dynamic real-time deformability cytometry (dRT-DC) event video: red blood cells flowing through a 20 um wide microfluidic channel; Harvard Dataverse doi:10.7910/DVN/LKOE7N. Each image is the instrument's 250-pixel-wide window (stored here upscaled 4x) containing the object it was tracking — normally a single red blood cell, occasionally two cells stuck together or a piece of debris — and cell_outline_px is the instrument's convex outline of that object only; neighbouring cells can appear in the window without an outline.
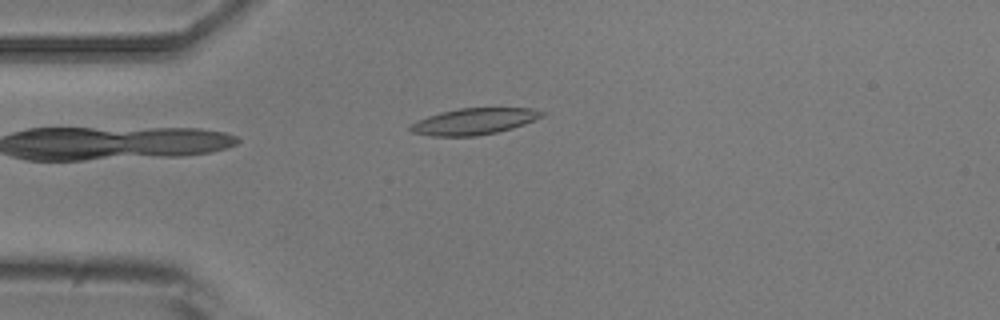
{"species": "common noctule bat (a hibernating species)", "species_latin": "Nyctalus noctula", "temperature_condition": "room temperature", "stored_images_in_passage": 3, "camera_frame_rate_fps": 3000, "um_per_image_px": 0.085, "animal": {"sex": "male", "body_mass_g": 20.5, "forearm_length_mm": 52.5}, "frame": {"image": 1, "passage_image": 1, "time_ms": 0.0, "image_size_px": [1000, 320], "cell_outline_px": [[544, 116], [524, 124], [512, 128], [496, 132], [476, 136], [432, 136], [412, 132], [408, 128], [408, 124], [428, 116], [440, 112], [460, 108], [532, 108], [544, 112]], "centroid_in_image_um": [40.26, 10.32], "position_along_channel_um": 44.7, "area_um2": 20.17}}
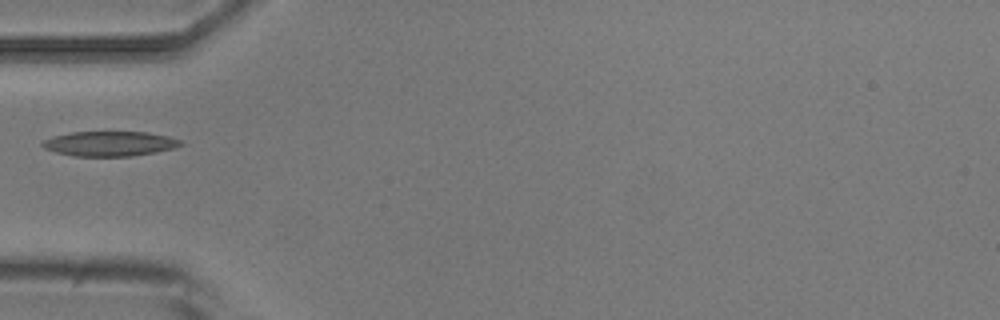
{"frame": {"image": 2, "passage_image": 2, "time_ms": 1.333, "image_size_px": [1000, 320], "cell_outline_px": [[184, 144], [172, 148], [156, 152], [128, 156], [76, 156], [56, 152], [44, 148], [40, 144], [44, 140], [56, 136], [72, 132], [148, 132], [168, 136], [180, 140]], "centroid_in_image_um": [9.33, 12.21], "position_along_channel_um": 75.7, "area_um2": 19.77}}
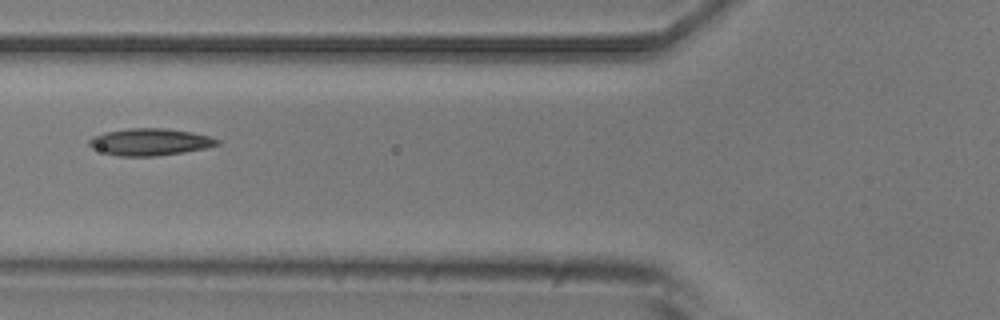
{"frame": {"image": 3, "passage_image": 3, "time_ms": 2.333, "image_size_px": [1000, 320], "cell_outline_px": [[220, 144], [204, 148], [184, 152], [156, 156], [120, 156], [104, 152], [92, 148], [88, 144], [88, 140], [92, 136], [104, 132], [128, 128], [164, 128], [192, 132], [212, 136], [220, 140]], "centroid_in_image_um": [12.75, 12.05], "position_along_channel_um": 113.1, "area_um2": 20.23}}